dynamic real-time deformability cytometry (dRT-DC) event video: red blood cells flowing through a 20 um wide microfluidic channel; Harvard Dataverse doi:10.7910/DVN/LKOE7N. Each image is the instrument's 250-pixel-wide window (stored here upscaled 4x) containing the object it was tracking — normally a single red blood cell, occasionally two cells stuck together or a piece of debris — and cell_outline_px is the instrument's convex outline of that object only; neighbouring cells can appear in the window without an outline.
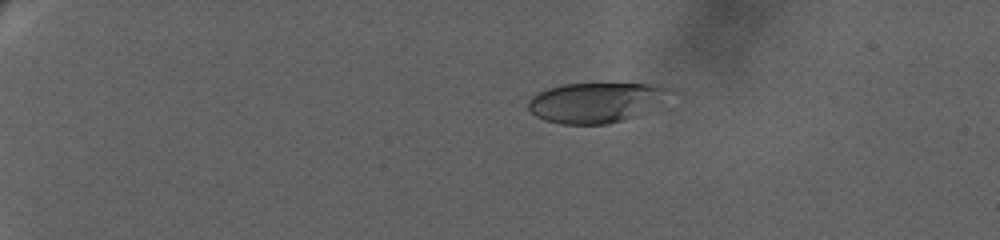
{"species": "human", "species_latin": "Homo sapiens", "temperature_condition": "warm", "stored_images_in_passage": 14, "camera_frame_rate_fps": 3000, "um_per_image_px": 0.085, "donor": {"sex": "female"}, "frame": {"image": 1, "passage_image": 3, "time_ms": 0.667, "image_size_px": [1000, 240], "cell_outline_px": [[672, 88], [636, 116], [624, 120], [608, 124], [560, 124], [544, 120], [536, 116], [528, 108], [528, 100], [536, 92], [560, 84], [660, 84]], "centroid_in_image_um": [50.48, 8.71], "position_along_channel_um": 34.5, "area_um2": 32.31}}
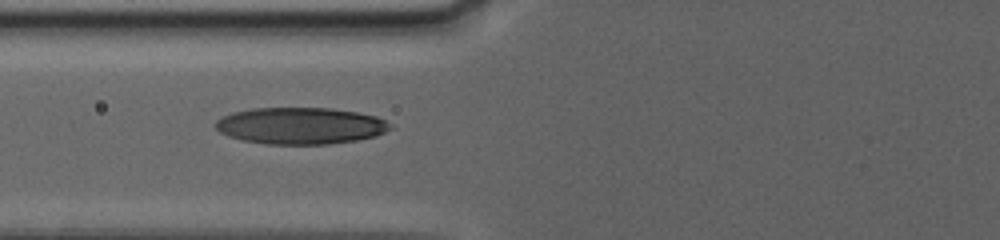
{"frame": {"image": 2, "passage_image": 11, "time_ms": 6.333, "image_size_px": [1000, 240], "cell_outline_px": [[392, 128], [376, 136], [356, 140], [328, 144], [264, 144], [240, 140], [228, 136], [220, 132], [212, 124], [216, 120], [232, 112], [252, 108], [332, 108], [356, 112], [376, 116], [392, 124]], "centroid_in_image_um": [25.51, 10.69], "position_along_channel_um": 100.3, "area_um2": 37.57}}
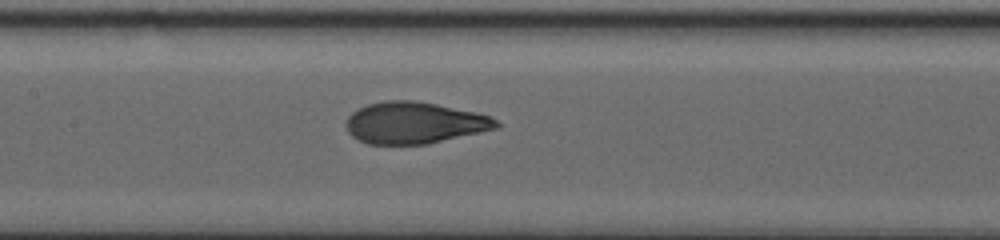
{"frame": {"image": 3, "passage_image": 14, "time_ms": 8.667, "image_size_px": [1000, 240], "cell_outline_px": [[500, 124], [496, 128], [428, 144], [368, 144], [352, 136], [348, 132], [344, 124], [348, 116], [352, 112], [368, 104], [384, 100], [416, 100], [476, 112], [488, 116], [496, 120]], "centroid_in_image_um": [35.18, 10.43], "position_along_channel_um": 172.2, "area_um2": 36.3}}